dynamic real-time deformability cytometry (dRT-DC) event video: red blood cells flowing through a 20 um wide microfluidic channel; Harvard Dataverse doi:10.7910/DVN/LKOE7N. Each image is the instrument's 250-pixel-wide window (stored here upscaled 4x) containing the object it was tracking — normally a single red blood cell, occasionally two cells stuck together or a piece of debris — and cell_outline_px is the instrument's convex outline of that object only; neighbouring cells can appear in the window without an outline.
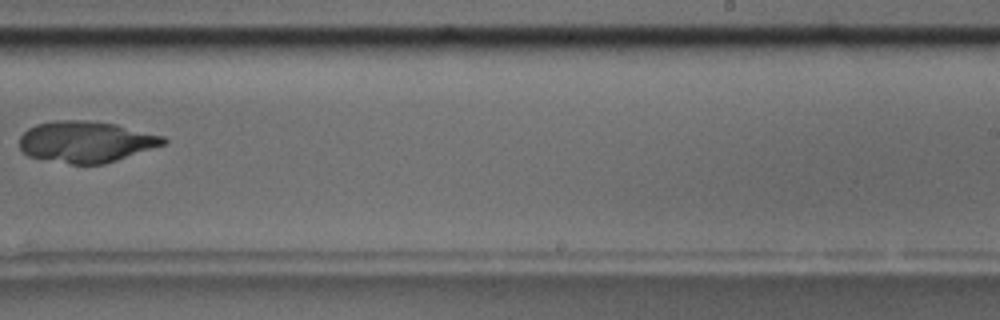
{"species": "common noctule bat (a hibernating species)", "species_latin": "Nyctalus noctula", "temperature_condition": "room temperature", "stored_images_in_passage": 10, "camera_frame_rate_fps": 3000, "um_per_image_px": 0.085, "animal": {"sex": "male", "body_mass_g": 17.5, "forearm_length_mm": 52.3}, "frame": {"image": 1, "passage_image": 9, "time_ms": 10.333, "image_size_px": [1000, 320], "cell_outline_px": [[168, 140], [164, 144], [104, 164], [72, 164], [28, 156], [20, 148], [20, 136], [28, 128], [36, 124], [52, 120], [88, 120], [116, 124], [164, 136]], "centroid_in_image_um": [7.29, 12.03], "position_along_channel_um": 281.7, "area_um2": 34.45}}